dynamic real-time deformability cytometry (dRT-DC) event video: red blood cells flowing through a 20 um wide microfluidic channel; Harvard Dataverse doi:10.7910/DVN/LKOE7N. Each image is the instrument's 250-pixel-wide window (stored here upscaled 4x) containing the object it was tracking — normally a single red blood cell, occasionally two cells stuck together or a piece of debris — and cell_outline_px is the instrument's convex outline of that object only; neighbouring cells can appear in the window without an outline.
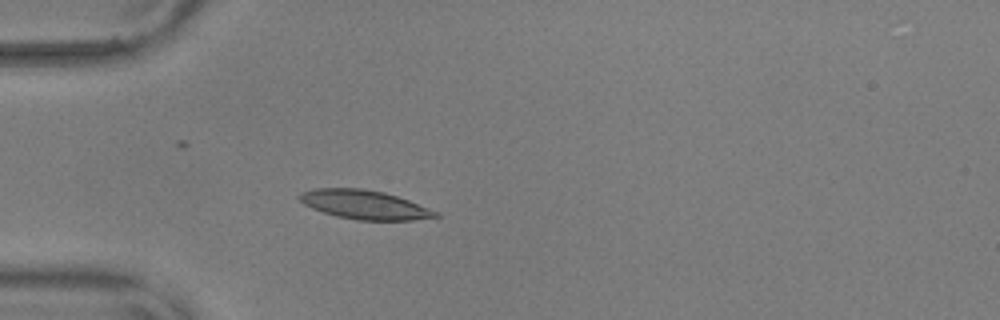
{"species": "common noctule bat (a hibernating species)", "species_latin": "Nyctalus noctula", "temperature_condition": "warm", "stored_images_in_passage": 21, "camera_frame_rate_fps": 3000, "um_per_image_px": 0.085, "animal": {"sex": "male", "body_mass_g": 17.9, "forearm_length_mm": 54.2}, "frame": {"image": 1, "passage_image": 1, "time_ms": 0.0, "image_size_px": [1000, 320], "cell_outline_px": [[440, 216], [412, 220], [356, 220], [336, 216], [312, 208], [304, 204], [296, 196], [300, 192], [312, 188], [360, 188], [384, 192], [408, 200], [440, 212]], "centroid_in_image_um": [30.95, 17.39], "position_along_channel_um": 54.0, "area_um2": 23.0}}
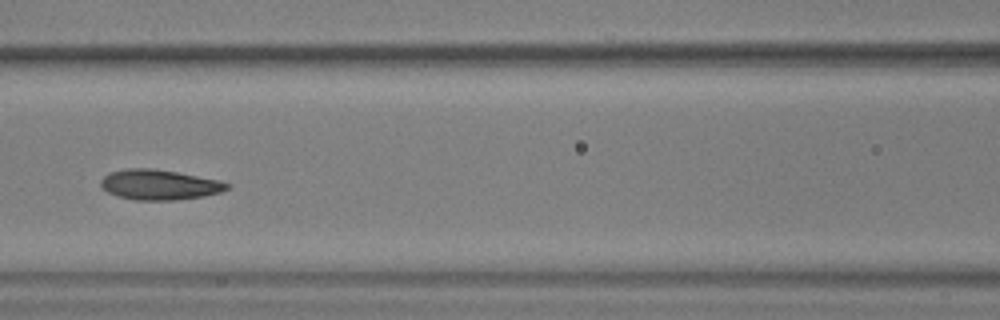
{"frame": {"image": 2, "passage_image": 10, "time_ms": 3.0, "image_size_px": [1000, 320], "cell_outline_px": [[232, 184], [228, 188], [220, 192], [204, 196], [176, 200], [132, 200], [116, 196], [100, 188], [100, 180], [108, 172], [124, 168], [152, 168], [176, 172], [220, 180]], "centroid_in_image_um": [13.5, 15.7], "position_along_channel_um": 153.1, "area_um2": 22.48}}
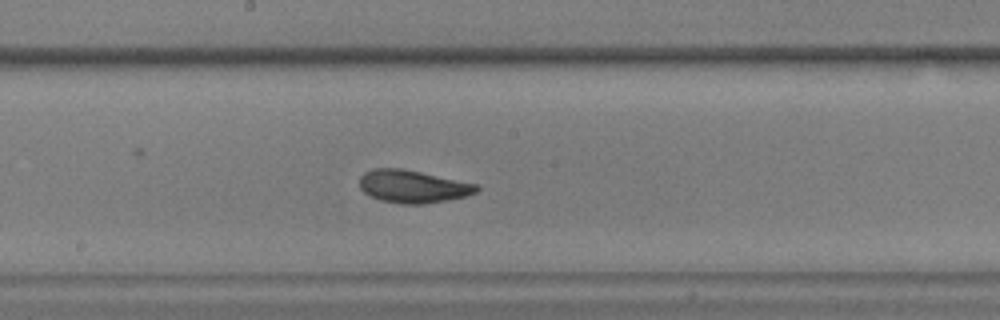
{"frame": {"image": 3, "passage_image": 15, "time_ms": 4.667, "image_size_px": [1000, 320], "cell_outline_px": [[480, 188], [476, 192], [464, 196], [448, 200], [424, 204], [400, 204], [380, 200], [368, 196], [360, 188], [360, 176], [364, 172], [372, 168], [400, 168], [480, 184]], "centroid_in_image_um": [35.08, 15.85], "position_along_channel_um": 213.1, "area_um2": 22.48}}